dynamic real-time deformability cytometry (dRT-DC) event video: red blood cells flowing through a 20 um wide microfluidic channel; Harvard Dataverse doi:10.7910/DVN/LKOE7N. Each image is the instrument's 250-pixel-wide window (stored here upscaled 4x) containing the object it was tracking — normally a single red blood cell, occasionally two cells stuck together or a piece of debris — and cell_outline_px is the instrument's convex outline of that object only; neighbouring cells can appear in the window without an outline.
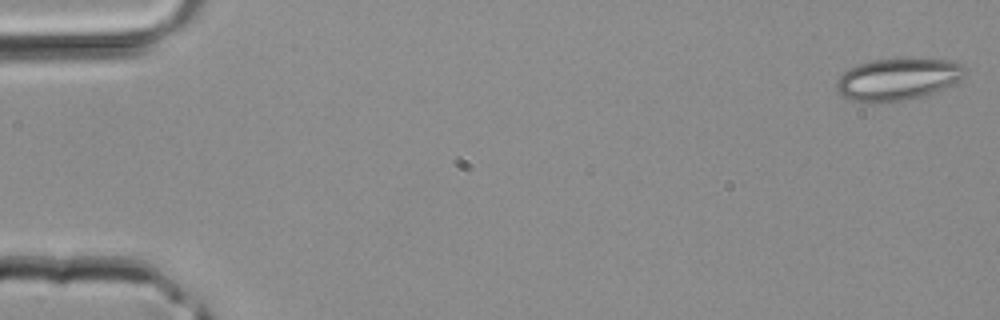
{"species": "common noctule bat (a hibernating species)", "species_latin": "Nyctalus noctula", "temperature_condition": "room temperature", "stored_images_in_passage": 41, "camera_frame_rate_fps": 3000, "um_per_image_px": 0.085, "animal": {"sex": "male", "body_mass_g": 20.4}, "frame": {"image": 1, "passage_image": 1, "time_ms": 0.0, "image_size_px": [1000, 320], "cell_outline_px": [[964, 76], [960, 80], [936, 92], [924, 96], [904, 100], [876, 104], [852, 100], [840, 96], [836, 88], [836, 80], [848, 68], [856, 64], [872, 60], [948, 60], [964, 64]], "centroid_in_image_um": [76.26, 6.77], "position_along_channel_um": 8.7, "area_um2": 31.44}}
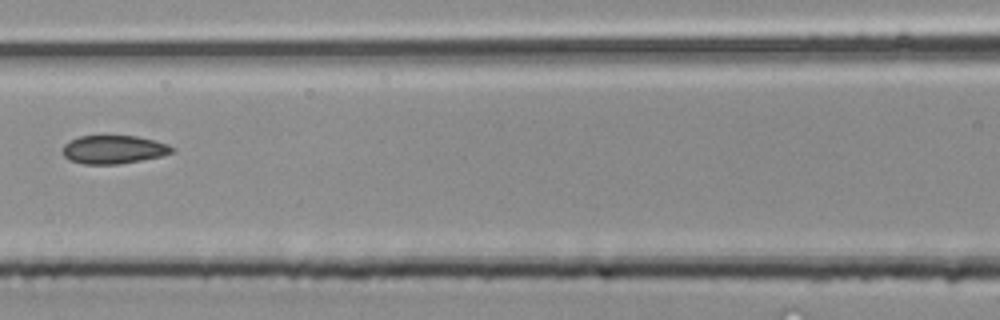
{"frame": {"image": 2, "passage_image": 19, "time_ms": 6.0, "image_size_px": [1000, 320], "cell_outline_px": [[176, 152], [160, 156], [120, 164], [84, 164], [68, 160], [64, 156], [64, 144], [68, 140], [80, 136], [136, 136], [168, 144], [176, 148]], "centroid_in_image_um": [9.67, 12.71], "position_along_channel_um": 156.9, "area_um2": 18.09}}
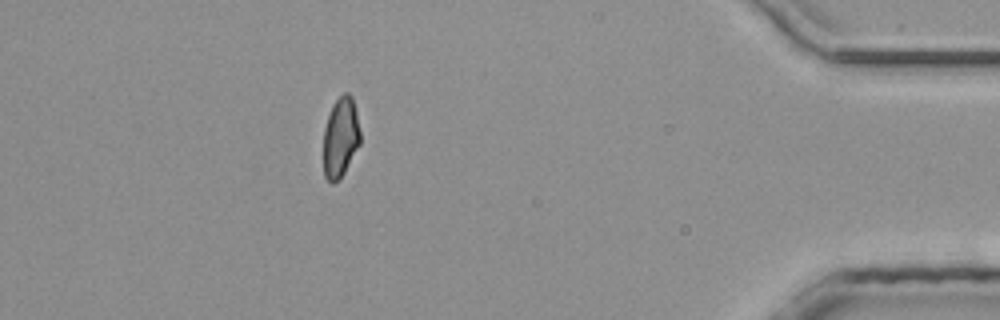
{"frame": {"image": 3, "passage_image": 37, "time_ms": 12.0, "image_size_px": [1000, 320], "cell_outline_px": [[360, 144], [344, 172], [332, 184], [324, 176], [324, 128], [332, 104], [344, 92], [348, 92], [352, 96], [356, 112], [360, 132]], "centroid_in_image_um": [28.94, 11.64], "position_along_channel_um": 406.3, "area_um2": 16.99}}